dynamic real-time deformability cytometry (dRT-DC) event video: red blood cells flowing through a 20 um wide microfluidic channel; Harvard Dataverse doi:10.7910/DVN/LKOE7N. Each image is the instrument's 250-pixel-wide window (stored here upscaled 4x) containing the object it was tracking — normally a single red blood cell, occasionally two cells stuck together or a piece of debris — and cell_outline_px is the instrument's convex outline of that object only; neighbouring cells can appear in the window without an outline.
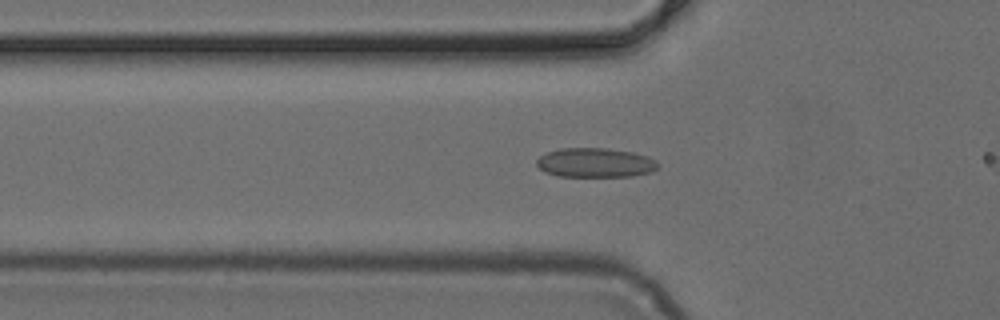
{"species": "common noctule bat (a hibernating species)", "species_latin": "Nyctalus noctula", "temperature_condition": "cold", "stored_images_in_passage": 41, "segment_of_instrument_passage": [1, 2], "camera_frame_rate_fps": 3000, "um_per_image_px": 0.085, "animal": {"sex": "female", "body_mass_g": 24.6, "forearm_length_mm": 56.2}, "frame": {"image": 1, "passage_image": 17, "time_ms": 5.333, "image_size_px": [1000, 320], "cell_outline_px": [[660, 164], [652, 172], [632, 176], [560, 176], [544, 172], [536, 164], [536, 160], [540, 156], [548, 152], [560, 148], [608, 148], [632, 152], [648, 156], [656, 160]], "centroid_in_image_um": [50.61, 13.82], "position_along_channel_um": 75.2, "area_um2": 20.81}}
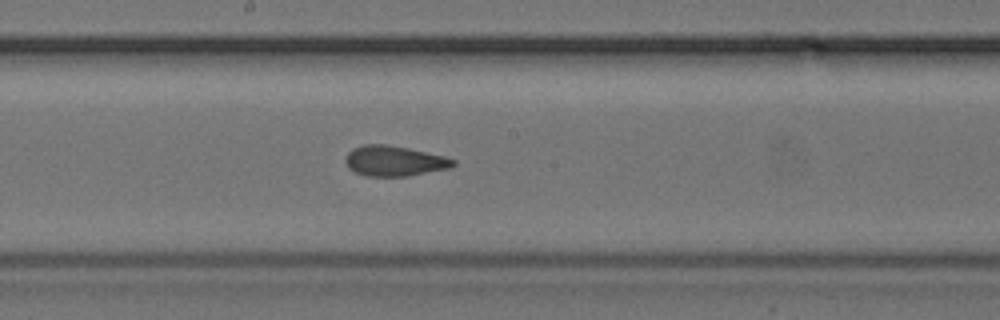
{"frame": {"image": 2, "passage_image": 27, "time_ms": 8.667, "image_size_px": [1000, 320], "cell_outline_px": [[456, 164], [452, 168], [408, 176], [364, 176], [348, 168], [344, 160], [348, 152], [352, 148], [364, 144], [388, 144], [408, 148], [444, 156], [456, 160]], "centroid_in_image_um": [33.52, 13.68], "position_along_channel_um": 214.7, "area_um2": 19.25}}
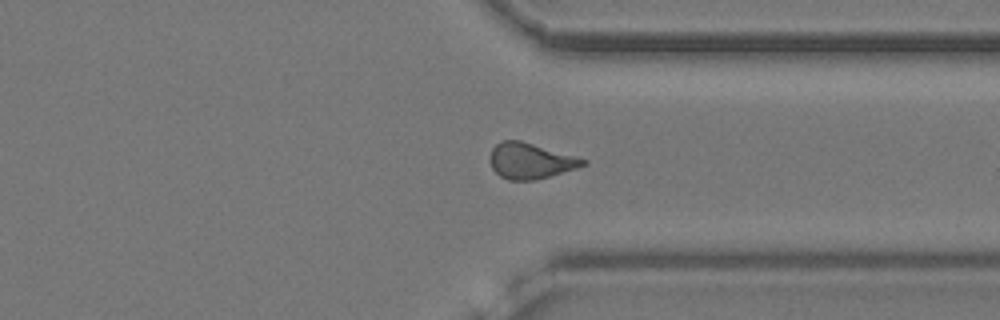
{"frame": {"image": 3, "passage_image": 38, "time_ms": 12.333, "image_size_px": [1000, 320], "cell_outline_px": [[588, 164], [576, 168], [536, 180], [508, 180], [500, 176], [492, 168], [488, 160], [492, 148], [500, 140], [520, 140], [576, 156], [588, 160]], "centroid_in_image_um": [45.06, 13.67], "position_along_channel_um": 366.3, "area_um2": 19.48}}